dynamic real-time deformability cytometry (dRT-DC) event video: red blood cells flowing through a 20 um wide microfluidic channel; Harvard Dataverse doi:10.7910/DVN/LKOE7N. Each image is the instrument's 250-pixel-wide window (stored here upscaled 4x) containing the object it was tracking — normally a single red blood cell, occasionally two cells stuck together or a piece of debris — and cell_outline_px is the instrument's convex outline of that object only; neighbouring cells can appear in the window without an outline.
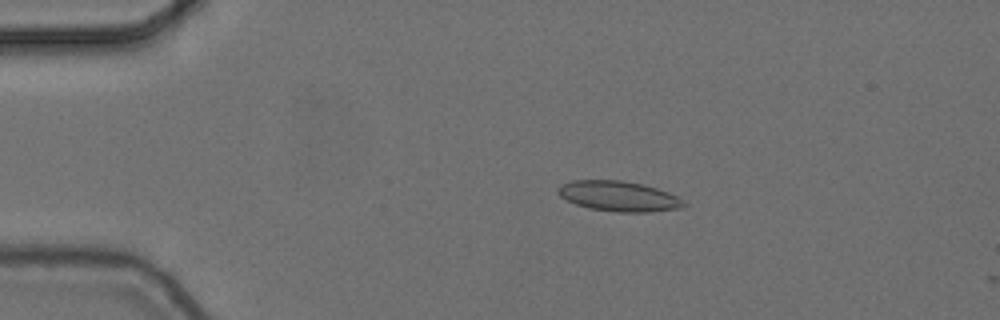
{"species": "common noctule bat (a hibernating species)", "species_latin": "Nyctalus noctula", "temperature_condition": "cold", "stored_images_in_passage": 3, "camera_frame_rate_fps": 3000, "um_per_image_px": 0.085, "animal": {"sex": "female", "body_mass_g": 24.6, "forearm_length_mm": 56.2}, "frame": {"image": 1, "passage_image": 2, "time_ms": 0.333, "image_size_px": [1000, 320], "cell_outline_px": [[688, 204], [680, 208], [648, 212], [616, 212], [588, 208], [576, 204], [560, 196], [556, 192], [560, 184], [572, 180], [620, 180], [644, 184], [668, 192], [676, 196]], "centroid_in_image_um": [52.57, 16.67], "position_along_channel_um": 32.4, "area_um2": 22.2}}